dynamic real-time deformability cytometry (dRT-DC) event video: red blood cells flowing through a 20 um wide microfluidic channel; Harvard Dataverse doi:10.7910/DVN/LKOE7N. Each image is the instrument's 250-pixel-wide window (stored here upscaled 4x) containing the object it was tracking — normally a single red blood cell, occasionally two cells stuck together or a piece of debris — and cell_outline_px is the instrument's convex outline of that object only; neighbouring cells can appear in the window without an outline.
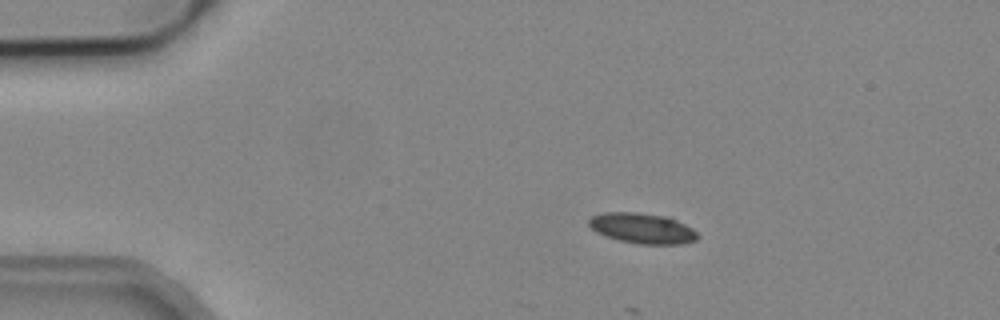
{"species": "common noctule bat (a hibernating species)", "species_latin": "Nyctalus noctula", "temperature_condition": "cold", "stored_images_in_passage": 2, "camera_frame_rate_fps": 3000, "um_per_image_px": 0.085, "animal": {"sex": "male", "body_mass_g": 19.2, "forearm_length_mm": 51.8}, "frame": {"image": 1, "passage_image": 1, "time_ms": 0.0, "image_size_px": [1000, 320], "cell_outline_px": [[700, 236], [696, 240], [684, 244], [640, 244], [620, 240], [596, 232], [588, 224], [588, 220], [592, 216], [604, 212], [636, 212], [672, 216], [692, 228]], "centroid_in_image_um": [54.65, 19.39], "position_along_channel_um": 30.3, "area_um2": 19.48}}